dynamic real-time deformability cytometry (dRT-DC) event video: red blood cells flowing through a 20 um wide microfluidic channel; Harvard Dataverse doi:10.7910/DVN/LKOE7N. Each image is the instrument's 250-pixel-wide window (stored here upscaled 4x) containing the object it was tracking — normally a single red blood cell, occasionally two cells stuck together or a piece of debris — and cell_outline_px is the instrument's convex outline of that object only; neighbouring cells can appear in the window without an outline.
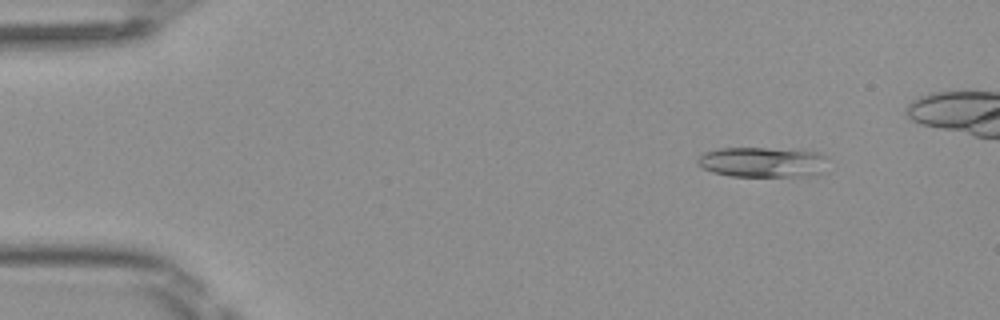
{"species": "Egyptian fruit bat (a non-hibernating species)", "species_latin": "Rousettus aegyptiacus", "temperature_condition": "room temperature", "stored_images_in_passage": 45, "camera_frame_rate_fps": 3000, "um_per_image_px": 0.085, "frame": {"image": 1, "passage_image": 6, "time_ms": 1.667, "image_size_px": [1000, 320], "cell_outline_px": [[828, 156], [820, 172], [804, 176], [728, 176], [712, 172], [696, 164], [696, 160], [704, 152], [720, 148], [764, 148], [820, 152]], "centroid_in_image_um": [64.76, 13.78], "position_along_channel_um": 20.2, "area_um2": 22.77}}
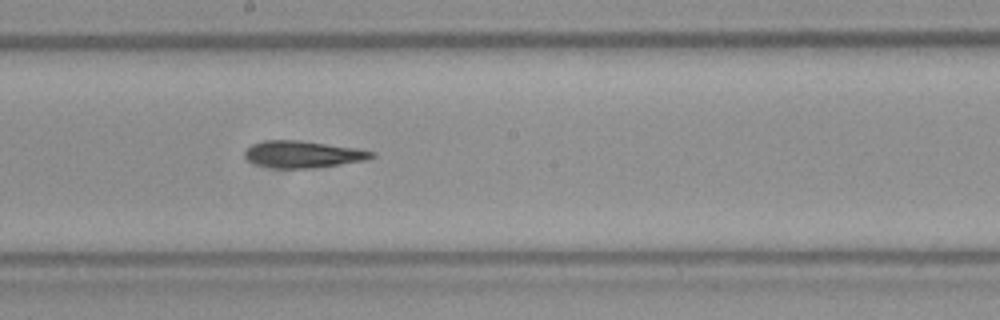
{"frame": {"image": 2, "passage_image": 27, "time_ms": 8.667, "image_size_px": [1000, 320], "cell_outline_px": [[376, 156], [368, 160], [312, 168], [272, 168], [256, 164], [248, 160], [244, 156], [244, 152], [252, 144], [268, 140], [300, 140], [356, 148], [376, 152]], "centroid_in_image_um": [25.77, 13.12], "position_along_channel_um": 222.4, "area_um2": 19.88}}
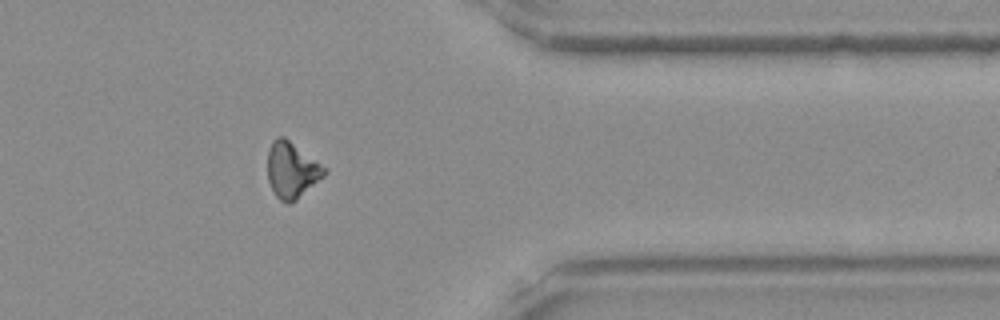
{"frame": {"image": 3, "passage_image": 40, "time_ms": 13.0, "image_size_px": [1000, 320], "cell_outline_px": [[328, 168], [324, 176], [296, 200], [288, 204], [280, 200], [276, 196], [268, 180], [268, 148], [272, 140], [276, 136], [284, 136]], "centroid_in_image_um": [24.8, 14.43], "position_along_channel_um": 386.6, "area_um2": 18.61}, "authors_computed_cell_mechanics": {"area_um2": 19.9988, "velocity_mm_per_s": 4.1317, "shape_relaxation_time_tau1_ms": 5.4961, "shape_relaxation_time_tau2_ms": null, "deformation_change_tau1": 0.1492, "deformation_change_tau2": null}}